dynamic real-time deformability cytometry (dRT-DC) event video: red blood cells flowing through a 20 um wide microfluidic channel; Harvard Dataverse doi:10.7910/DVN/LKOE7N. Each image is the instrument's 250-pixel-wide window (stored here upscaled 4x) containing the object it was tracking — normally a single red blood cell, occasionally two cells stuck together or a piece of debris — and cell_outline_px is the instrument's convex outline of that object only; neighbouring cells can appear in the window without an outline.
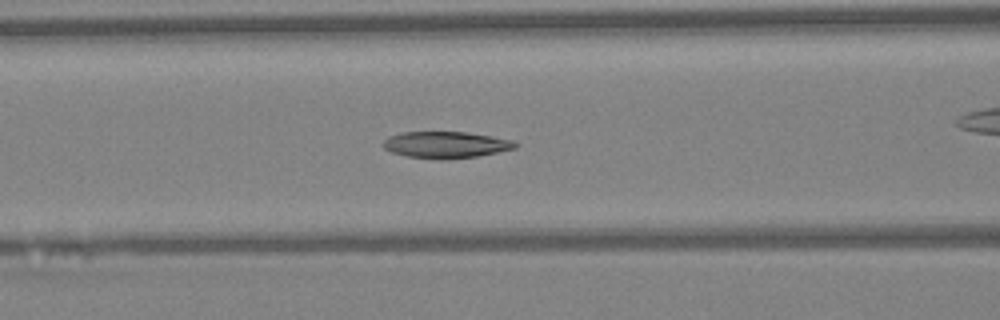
{"species": "Egyptian fruit bat (a non-hibernating species)", "species_latin": "Rousettus aegyptiacus", "temperature_condition": "warm", "stored_images_in_passage": 40, "camera_frame_rate_fps": 3000, "um_per_image_px": 0.085, "animal": {"sex": "female"}, "frame": {"image": 1, "passage_image": 19, "time_ms": 6.0, "image_size_px": [1000, 320], "cell_outline_px": [[520, 144], [516, 148], [476, 156], [448, 160], [440, 160], [408, 156], [392, 152], [384, 148], [384, 140], [388, 136], [400, 132], [464, 132], [492, 136], [516, 140]], "centroid_in_image_um": [37.93, 12.3], "position_along_channel_um": 128.7, "area_um2": 20.58}}
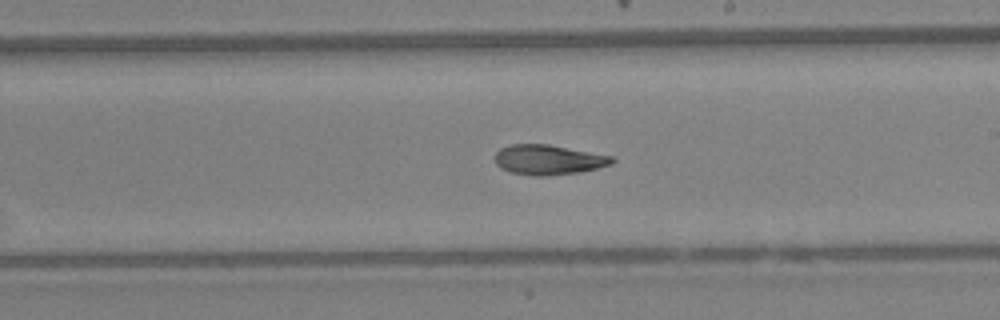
{"frame": {"image": 2, "passage_image": 27, "time_ms": 8.667, "image_size_px": [1000, 320], "cell_outline_px": [[616, 160], [612, 164], [580, 172], [544, 176], [536, 176], [508, 172], [500, 168], [496, 164], [496, 152], [500, 148], [512, 144], [548, 144], [612, 156]], "centroid_in_image_um": [46.6, 13.58], "position_along_channel_um": 242.4, "area_um2": 20.4}}
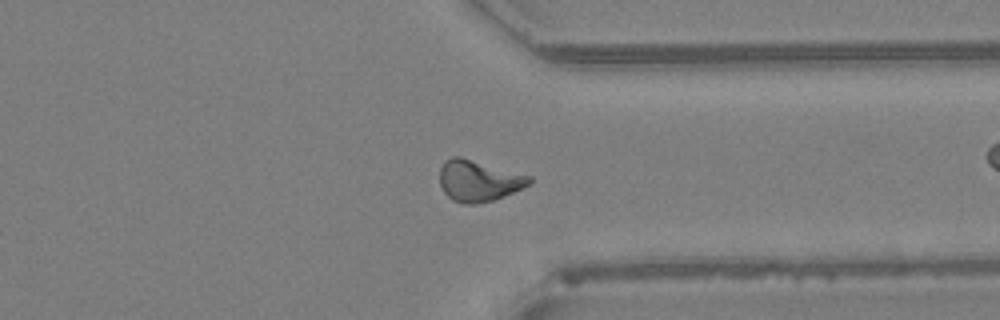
{"frame": {"image": 3, "passage_image": 36, "time_ms": 11.667, "image_size_px": [1000, 320], "cell_outline_px": [[532, 184], [504, 196], [492, 200], [476, 204], [464, 204], [452, 200], [444, 192], [440, 184], [440, 168], [444, 160], [452, 156], [460, 156], [532, 176]], "centroid_in_image_um": [40.69, 15.35], "position_along_channel_um": 370.7, "area_um2": 21.68}, "authors_computed_cell_mechanics": {"area_um2": 20.7791, "velocity_mm_per_s": 4.2835, "shape_relaxation_time_tau1_ms": null, "shape_relaxation_time_tau2_ms": 4.7054, "deformation_change_tau1": null, "deformation_change_tau2": 0.1211}}